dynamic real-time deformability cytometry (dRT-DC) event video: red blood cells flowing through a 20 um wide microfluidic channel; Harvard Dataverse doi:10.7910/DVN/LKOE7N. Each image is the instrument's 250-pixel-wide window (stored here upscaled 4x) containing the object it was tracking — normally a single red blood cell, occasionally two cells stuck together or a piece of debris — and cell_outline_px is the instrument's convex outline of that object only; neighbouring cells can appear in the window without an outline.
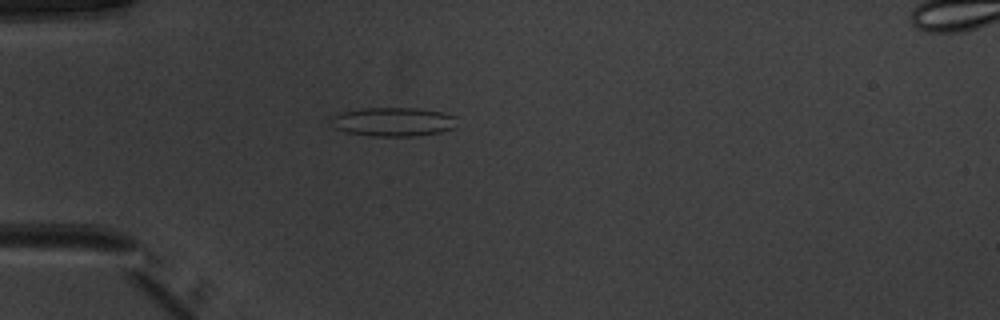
{"species": "common noctule bat (a hibernating species)", "species_latin": "Nyctalus noctula", "temperature_condition": "warm", "stored_images_in_passage": 39, "camera_frame_rate_fps": 3000, "um_per_image_px": 0.085, "animal": {"sex": "male", "body_mass_g": 20.1, "forearm_length_mm": 53.5}, "frame": {"image": 1, "passage_image": 3, "time_ms": 0.667, "image_size_px": [1000, 320], "cell_outline_px": [[456, 116], [452, 128], [440, 132], [416, 136], [372, 136], [344, 132], [336, 128], [332, 120], [332, 116], [340, 112], [364, 108], [416, 108], [440, 112]], "centroid_in_image_um": [33.39, 10.35], "position_along_channel_um": 51.6, "area_um2": 20.98}}
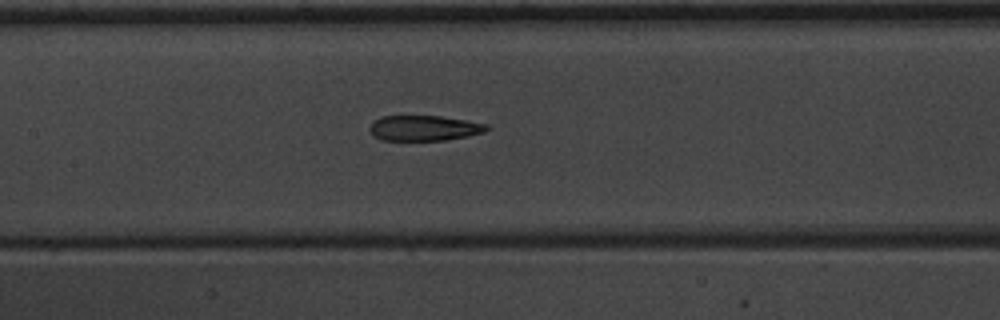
{"frame": {"image": 2, "passage_image": 13, "time_ms": 4.0, "image_size_px": [1000, 320], "cell_outline_px": [[492, 128], [484, 132], [468, 136], [444, 140], [384, 140], [372, 136], [368, 128], [380, 116], [440, 116], [488, 124]], "centroid_in_image_um": [36.06, 10.89], "position_along_channel_um": 171.3, "area_um2": 17.28}}
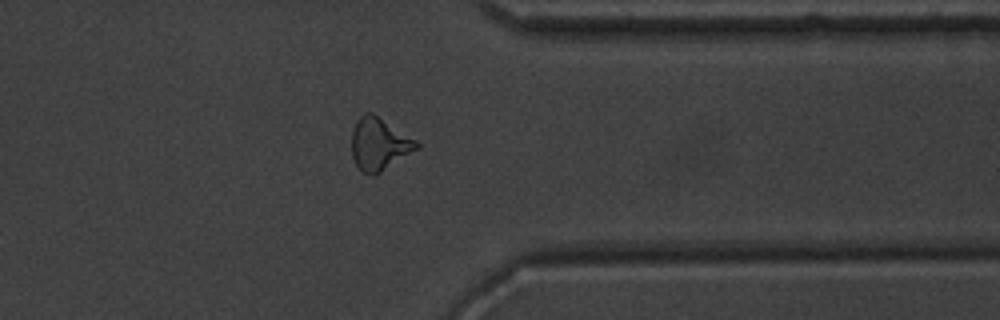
{"frame": {"image": 3, "passage_image": 29, "time_ms": 9.333, "image_size_px": [1000, 320], "cell_outline_px": [[420, 148], [380, 172], [372, 176], [364, 172], [356, 164], [352, 156], [352, 132], [356, 120], [364, 112], [372, 112], [416, 140], [420, 144]], "centroid_in_image_um": [32.23, 12.23], "position_along_channel_um": 379.2, "area_um2": 19.71}, "authors_computed_cell_mechanics": {"area_um2": 18.9006, "velocity_mm_per_s": 3.984, "shape_relaxation_time_tau1_ms": null, "shape_relaxation_time_tau2_ms": 2.3844, "deformation_change_tau1": null, "deformation_change_tau2": 0.1233}}